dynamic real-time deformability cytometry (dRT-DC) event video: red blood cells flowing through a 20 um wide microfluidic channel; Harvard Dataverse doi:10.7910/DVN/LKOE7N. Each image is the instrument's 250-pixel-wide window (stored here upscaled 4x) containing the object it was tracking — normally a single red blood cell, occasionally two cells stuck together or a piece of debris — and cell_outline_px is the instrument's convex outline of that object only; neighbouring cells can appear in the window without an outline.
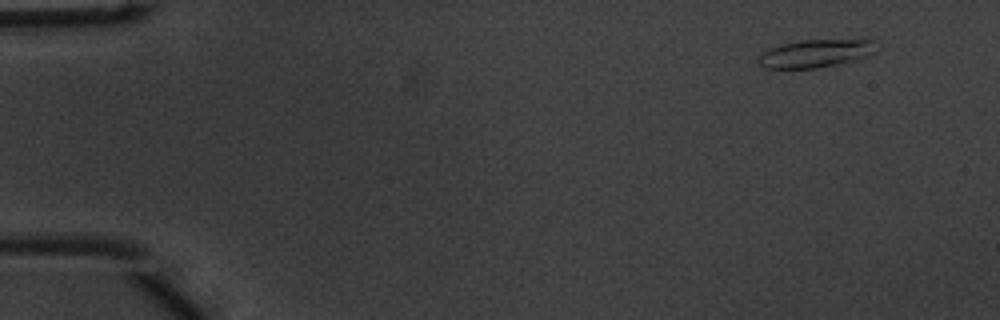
{"species": "common noctule bat (a hibernating species)", "species_latin": "Nyctalus noctula", "temperature_condition": "warm", "stored_images_in_passage": 47, "camera_frame_rate_fps": 3000, "um_per_image_px": 0.085, "animal": {"sex": "male", "body_mass_g": 20.1, "forearm_length_mm": 53.5}, "frame": {"image": 1, "passage_image": 1, "time_ms": 0.0, "image_size_px": [1000, 320], "cell_outline_px": [[872, 52], [856, 60], [840, 64], [816, 68], [764, 68], [756, 60], [764, 52], [772, 48], [784, 44], [800, 40], [872, 40]], "centroid_in_image_um": [69.25, 4.56], "position_along_channel_um": 15.7, "area_um2": 18.55}}
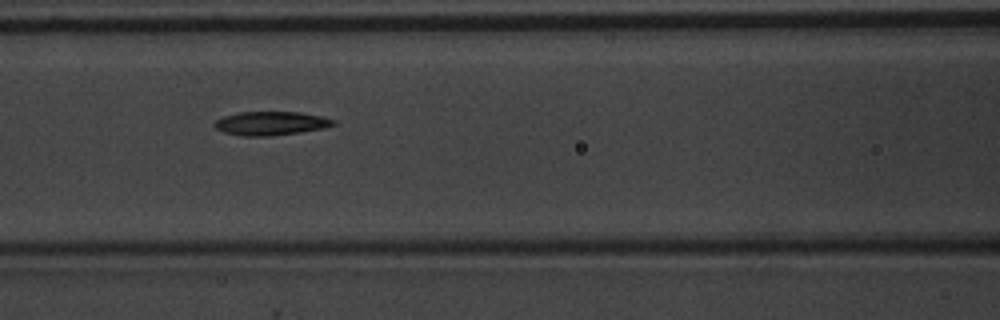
{"frame": {"image": 2, "passage_image": 19, "time_ms": 6.0, "image_size_px": [1000, 320], "cell_outline_px": [[336, 124], [324, 128], [300, 132], [272, 136], [240, 136], [224, 132], [216, 128], [212, 124], [216, 120], [224, 116], [240, 112], [300, 112], [320, 116], [336, 120]], "centroid_in_image_um": [23.02, 10.49], "position_along_channel_um": 143.6, "area_um2": 16.47}}
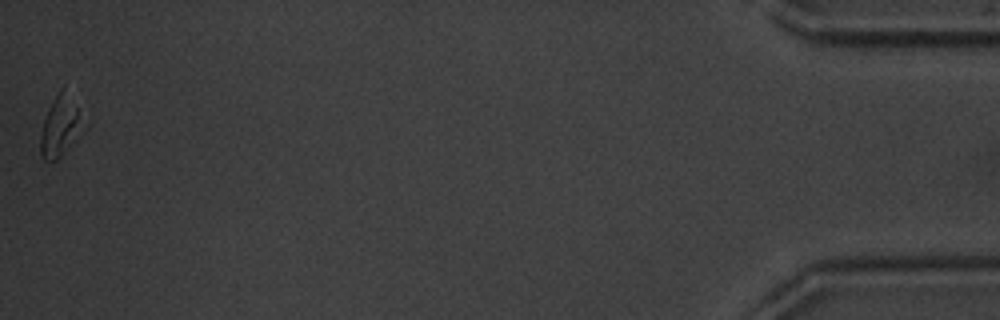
{"frame": {"image": 3, "passage_image": 47, "time_ms": 15.333, "image_size_px": [1000, 320], "cell_outline_px": [[80, 120], [60, 156], [52, 164], [44, 160], [40, 156], [40, 136], [44, 120], [48, 108], [52, 100], [60, 88], [64, 84], [76, 108]], "centroid_in_image_um": [4.94, 10.7], "position_along_channel_um": 430.3, "area_um2": 13.58}, "authors_computed_cell_mechanics": {"area_um2": 16.8198, "velocity_mm_per_s": 4.0409, "shape_relaxation_time_tau1_ms": 3.1118, "shape_relaxation_time_tau2_ms": 3.2271, "deformation_change_tau1": 0.1499, "deformation_change_tau2": 0.1019}}